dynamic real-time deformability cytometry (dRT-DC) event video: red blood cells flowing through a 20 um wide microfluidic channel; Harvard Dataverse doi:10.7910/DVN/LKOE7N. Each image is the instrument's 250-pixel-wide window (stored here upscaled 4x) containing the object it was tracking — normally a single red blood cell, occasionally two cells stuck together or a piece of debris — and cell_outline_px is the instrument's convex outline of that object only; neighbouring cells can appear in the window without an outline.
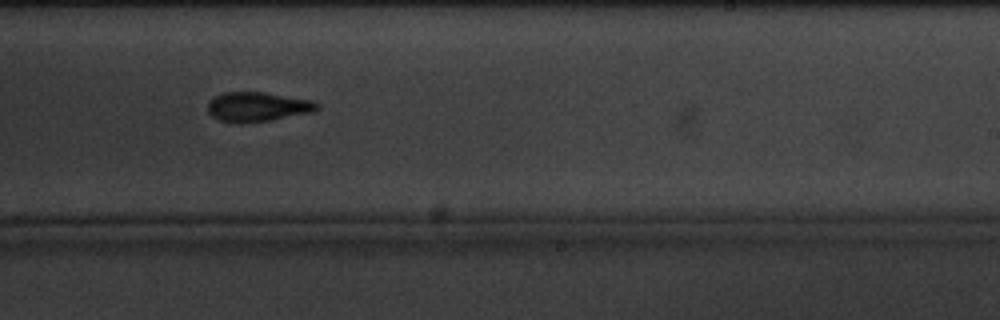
{"species": "common noctule bat (a hibernating species)", "species_latin": "Nyctalus noctula", "temperature_condition": "cold", "stored_images_in_passage": 7, "camera_frame_rate_fps": 3000, "um_per_image_px": 0.085, "animal": {"sex": "male", "body_mass_g": 20.1, "forearm_length_mm": 53.5}, "frame": {"image": 1, "passage_image": 6, "time_ms": 6.0, "image_size_px": [1000, 320], "cell_outline_px": [[320, 108], [316, 112], [272, 120], [220, 120], [212, 116], [208, 112], [208, 100], [212, 96], [224, 92], [264, 92], [312, 100], [320, 104]], "centroid_in_image_um": [21.96, 9.03], "position_along_channel_um": 267.0, "area_um2": 18.5}}